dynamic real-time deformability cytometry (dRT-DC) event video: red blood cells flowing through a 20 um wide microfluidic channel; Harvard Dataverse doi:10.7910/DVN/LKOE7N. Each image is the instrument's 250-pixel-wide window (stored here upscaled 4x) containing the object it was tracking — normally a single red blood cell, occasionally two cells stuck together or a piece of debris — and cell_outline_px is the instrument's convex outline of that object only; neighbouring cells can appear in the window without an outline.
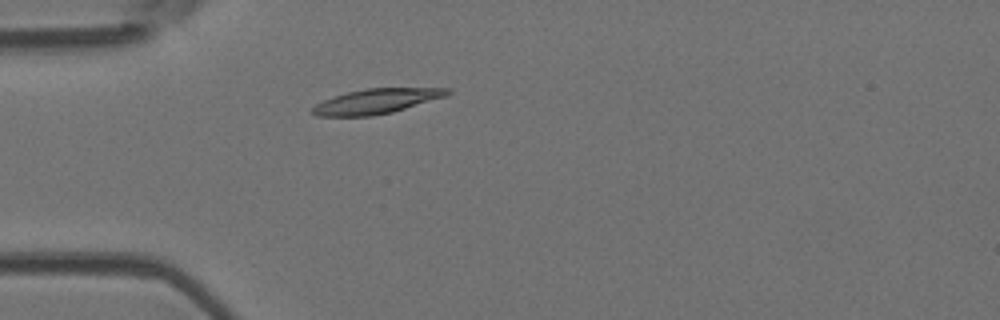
{"species": "Egyptian fruit bat (a non-hibernating species)", "species_latin": "Rousettus aegyptiacus", "temperature_condition": "room temperature", "stored_images_in_passage": 3, "camera_frame_rate_fps": 3000, "um_per_image_px": 0.085, "animal": {"sex": "female"}, "frame": {"image": 1, "passage_image": 3, "time_ms": 3.0, "image_size_px": [1000, 320], "cell_outline_px": [[452, 92], [444, 96], [392, 112], [372, 116], [316, 116], [312, 112], [312, 108], [316, 104], [324, 100], [348, 92], [368, 88], [452, 88]], "centroid_in_image_um": [31.99, 8.6], "position_along_channel_um": 53.0, "area_um2": 19.19}}